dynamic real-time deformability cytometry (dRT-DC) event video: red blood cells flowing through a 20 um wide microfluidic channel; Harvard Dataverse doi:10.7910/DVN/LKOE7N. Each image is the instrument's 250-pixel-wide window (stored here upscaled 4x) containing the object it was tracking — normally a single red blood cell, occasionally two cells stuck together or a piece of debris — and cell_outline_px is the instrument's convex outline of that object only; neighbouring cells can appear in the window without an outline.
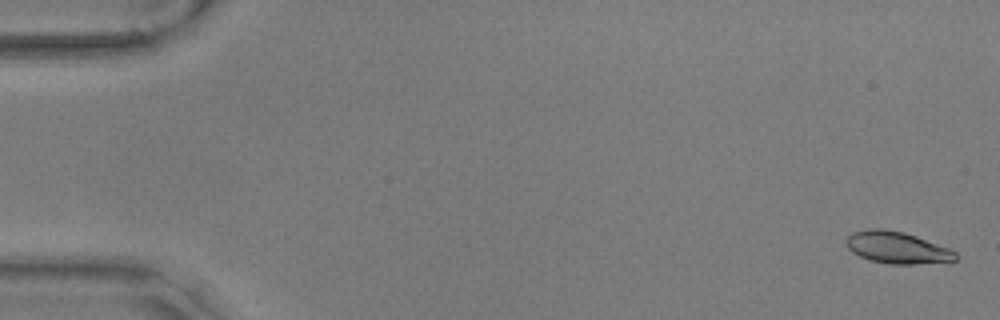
{"species": "common noctule bat (a hibernating species)", "species_latin": "Nyctalus noctula", "temperature_condition": "warm", "stored_images_in_passage": 57, "camera_frame_rate_fps": 3000, "um_per_image_px": 0.085, "animal": {"sex": "male", "body_mass_g": 17.9, "forearm_length_mm": 54.2}, "frame": {"image": 1, "passage_image": 2, "time_ms": 0.333, "image_size_px": [1000, 320], "cell_outline_px": [[956, 260], [912, 264], [888, 264], [868, 260], [852, 252], [844, 244], [844, 240], [852, 232], [868, 228], [884, 228], [904, 232], [916, 236], [948, 248], [956, 252]], "centroid_in_image_um": [76.17, 21.03], "position_along_channel_um": 8.8, "area_um2": 20.35}}
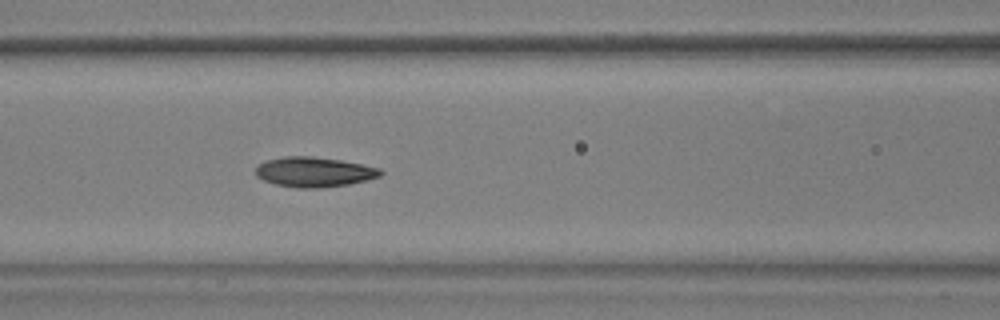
{"frame": {"image": 2, "passage_image": 25, "time_ms": 8.0, "image_size_px": [1000, 320], "cell_outline_px": [[384, 172], [380, 176], [368, 180], [348, 184], [316, 188], [300, 188], [276, 184], [264, 180], [256, 176], [256, 168], [264, 160], [284, 156], [312, 156], [340, 160], [380, 168]], "centroid_in_image_um": [26.7, 14.61], "position_along_channel_um": 139.9, "area_um2": 21.68}}
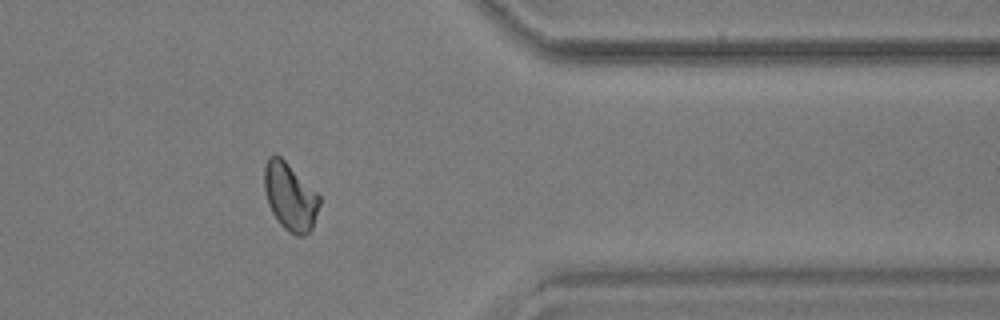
{"frame": {"image": 3, "passage_image": 47, "time_ms": 15.333, "image_size_px": [1000, 320], "cell_outline_px": [[320, 204], [312, 228], [304, 236], [296, 236], [288, 232], [280, 224], [272, 212], [268, 204], [264, 188], [264, 168], [268, 156], [280, 156], [320, 196]], "centroid_in_image_um": [24.65, 16.75], "position_along_channel_um": 386.8, "area_um2": 21.44}, "authors_computed_cell_mechanics": {"area_um2": 21.2126, "velocity_mm_per_s": 3.5689, "shape_relaxation_time_tau1_ms": 3.8796, "shape_relaxation_time_tau2_ms": 2.3123, "deformation_change_tau1": 0.1308, "deformation_change_tau2": 0.0709}}